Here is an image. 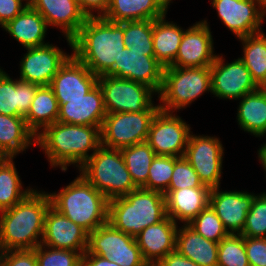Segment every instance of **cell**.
Instances as JSON below:
<instances>
[{"label":"cell","mask_w":266,"mask_h":266,"mask_svg":"<svg viewBox=\"0 0 266 266\" xmlns=\"http://www.w3.org/2000/svg\"><path fill=\"white\" fill-rule=\"evenodd\" d=\"M218 242L205 239L187 224L179 226L175 249L199 266H217Z\"/></svg>","instance_id":"83f0119b"},{"label":"cell","mask_w":266,"mask_h":266,"mask_svg":"<svg viewBox=\"0 0 266 266\" xmlns=\"http://www.w3.org/2000/svg\"><path fill=\"white\" fill-rule=\"evenodd\" d=\"M207 19L196 22L184 31L174 67H207L215 61L214 40Z\"/></svg>","instance_id":"2e32d148"},{"label":"cell","mask_w":266,"mask_h":266,"mask_svg":"<svg viewBox=\"0 0 266 266\" xmlns=\"http://www.w3.org/2000/svg\"><path fill=\"white\" fill-rule=\"evenodd\" d=\"M77 2L87 17H103L110 4V0H77Z\"/></svg>","instance_id":"bcb514c9"},{"label":"cell","mask_w":266,"mask_h":266,"mask_svg":"<svg viewBox=\"0 0 266 266\" xmlns=\"http://www.w3.org/2000/svg\"><path fill=\"white\" fill-rule=\"evenodd\" d=\"M36 146V134L27 126L24 117L0 114V152L14 157Z\"/></svg>","instance_id":"f1b7e54d"},{"label":"cell","mask_w":266,"mask_h":266,"mask_svg":"<svg viewBox=\"0 0 266 266\" xmlns=\"http://www.w3.org/2000/svg\"><path fill=\"white\" fill-rule=\"evenodd\" d=\"M191 127L174 112L159 110L148 132L147 143L156 156L183 157Z\"/></svg>","instance_id":"7c38bea8"},{"label":"cell","mask_w":266,"mask_h":266,"mask_svg":"<svg viewBox=\"0 0 266 266\" xmlns=\"http://www.w3.org/2000/svg\"><path fill=\"white\" fill-rule=\"evenodd\" d=\"M123 41L130 51L155 56L153 48V20L123 22Z\"/></svg>","instance_id":"d590c367"},{"label":"cell","mask_w":266,"mask_h":266,"mask_svg":"<svg viewBox=\"0 0 266 266\" xmlns=\"http://www.w3.org/2000/svg\"><path fill=\"white\" fill-rule=\"evenodd\" d=\"M164 68L155 56L130 51L125 47L118 61H115L113 68L106 75L145 84L158 94L162 86Z\"/></svg>","instance_id":"e0dca14e"},{"label":"cell","mask_w":266,"mask_h":266,"mask_svg":"<svg viewBox=\"0 0 266 266\" xmlns=\"http://www.w3.org/2000/svg\"><path fill=\"white\" fill-rule=\"evenodd\" d=\"M34 250L38 266H81L82 255L77 251L54 249L43 244Z\"/></svg>","instance_id":"60d3db41"},{"label":"cell","mask_w":266,"mask_h":266,"mask_svg":"<svg viewBox=\"0 0 266 266\" xmlns=\"http://www.w3.org/2000/svg\"><path fill=\"white\" fill-rule=\"evenodd\" d=\"M178 223L166 216L162 221L143 229L136 237L144 261L156 266L167 254L175 250Z\"/></svg>","instance_id":"7402d4cb"},{"label":"cell","mask_w":266,"mask_h":266,"mask_svg":"<svg viewBox=\"0 0 266 266\" xmlns=\"http://www.w3.org/2000/svg\"><path fill=\"white\" fill-rule=\"evenodd\" d=\"M50 206L48 192L36 188L12 208L1 211L0 251L33 250L39 246Z\"/></svg>","instance_id":"7a4b0ae2"},{"label":"cell","mask_w":266,"mask_h":266,"mask_svg":"<svg viewBox=\"0 0 266 266\" xmlns=\"http://www.w3.org/2000/svg\"><path fill=\"white\" fill-rule=\"evenodd\" d=\"M166 216L165 196L159 191L137 188L125 196L108 201V222L134 238Z\"/></svg>","instance_id":"5b68a950"},{"label":"cell","mask_w":266,"mask_h":266,"mask_svg":"<svg viewBox=\"0 0 266 266\" xmlns=\"http://www.w3.org/2000/svg\"><path fill=\"white\" fill-rule=\"evenodd\" d=\"M156 266H199L176 249L167 254Z\"/></svg>","instance_id":"7dc6e473"},{"label":"cell","mask_w":266,"mask_h":266,"mask_svg":"<svg viewBox=\"0 0 266 266\" xmlns=\"http://www.w3.org/2000/svg\"><path fill=\"white\" fill-rule=\"evenodd\" d=\"M241 235L266 238V192L255 195Z\"/></svg>","instance_id":"ab89813d"},{"label":"cell","mask_w":266,"mask_h":266,"mask_svg":"<svg viewBox=\"0 0 266 266\" xmlns=\"http://www.w3.org/2000/svg\"><path fill=\"white\" fill-rule=\"evenodd\" d=\"M81 266H120L110 261L107 257L97 256L95 254H83L81 257Z\"/></svg>","instance_id":"c3c4849f"},{"label":"cell","mask_w":266,"mask_h":266,"mask_svg":"<svg viewBox=\"0 0 266 266\" xmlns=\"http://www.w3.org/2000/svg\"><path fill=\"white\" fill-rule=\"evenodd\" d=\"M255 195L244 190L221 191L217 187L211 189L209 204L229 234H241Z\"/></svg>","instance_id":"d6986e66"},{"label":"cell","mask_w":266,"mask_h":266,"mask_svg":"<svg viewBox=\"0 0 266 266\" xmlns=\"http://www.w3.org/2000/svg\"><path fill=\"white\" fill-rule=\"evenodd\" d=\"M174 164L175 157L155 156L149 168L147 183L142 188L164 193L170 185Z\"/></svg>","instance_id":"f35d334b"},{"label":"cell","mask_w":266,"mask_h":266,"mask_svg":"<svg viewBox=\"0 0 266 266\" xmlns=\"http://www.w3.org/2000/svg\"><path fill=\"white\" fill-rule=\"evenodd\" d=\"M36 146L44 151L52 168L65 172L74 165L79 169L101 146L100 128L57 121L36 135Z\"/></svg>","instance_id":"6da1fadb"},{"label":"cell","mask_w":266,"mask_h":266,"mask_svg":"<svg viewBox=\"0 0 266 266\" xmlns=\"http://www.w3.org/2000/svg\"><path fill=\"white\" fill-rule=\"evenodd\" d=\"M14 157H5L0 163V212L12 208L34 189H23Z\"/></svg>","instance_id":"d6a6232c"},{"label":"cell","mask_w":266,"mask_h":266,"mask_svg":"<svg viewBox=\"0 0 266 266\" xmlns=\"http://www.w3.org/2000/svg\"><path fill=\"white\" fill-rule=\"evenodd\" d=\"M159 110L107 113L100 129L101 145L120 150L146 142L151 122Z\"/></svg>","instance_id":"ba28073f"},{"label":"cell","mask_w":266,"mask_h":266,"mask_svg":"<svg viewBox=\"0 0 266 266\" xmlns=\"http://www.w3.org/2000/svg\"><path fill=\"white\" fill-rule=\"evenodd\" d=\"M237 122L241 130L254 137L266 135V96L258 89L239 99Z\"/></svg>","instance_id":"4dcf8cb0"},{"label":"cell","mask_w":266,"mask_h":266,"mask_svg":"<svg viewBox=\"0 0 266 266\" xmlns=\"http://www.w3.org/2000/svg\"><path fill=\"white\" fill-rule=\"evenodd\" d=\"M88 238L89 233L85 229L52 206L49 207L41 244L54 249L77 251L83 255L87 251Z\"/></svg>","instance_id":"ac0fdd59"},{"label":"cell","mask_w":266,"mask_h":266,"mask_svg":"<svg viewBox=\"0 0 266 266\" xmlns=\"http://www.w3.org/2000/svg\"><path fill=\"white\" fill-rule=\"evenodd\" d=\"M47 27L44 17L38 11L32 7H26L13 20L7 22L2 29L26 49L50 43H45Z\"/></svg>","instance_id":"4316f807"},{"label":"cell","mask_w":266,"mask_h":266,"mask_svg":"<svg viewBox=\"0 0 266 266\" xmlns=\"http://www.w3.org/2000/svg\"><path fill=\"white\" fill-rule=\"evenodd\" d=\"M59 104L50 86H39L28 113L27 126L38 135L46 126L57 122Z\"/></svg>","instance_id":"1f68e13d"},{"label":"cell","mask_w":266,"mask_h":266,"mask_svg":"<svg viewBox=\"0 0 266 266\" xmlns=\"http://www.w3.org/2000/svg\"><path fill=\"white\" fill-rule=\"evenodd\" d=\"M26 7L20 0H0V27L13 20Z\"/></svg>","instance_id":"f6af8a7d"},{"label":"cell","mask_w":266,"mask_h":266,"mask_svg":"<svg viewBox=\"0 0 266 266\" xmlns=\"http://www.w3.org/2000/svg\"><path fill=\"white\" fill-rule=\"evenodd\" d=\"M106 113L142 112L160 109L153 102L157 93L149 86L125 78L102 75L98 77Z\"/></svg>","instance_id":"9c48e42d"},{"label":"cell","mask_w":266,"mask_h":266,"mask_svg":"<svg viewBox=\"0 0 266 266\" xmlns=\"http://www.w3.org/2000/svg\"><path fill=\"white\" fill-rule=\"evenodd\" d=\"M258 90L250 71L240 58L225 63L223 55H217L211 65V93L219 99L238 100Z\"/></svg>","instance_id":"4fadbf2b"},{"label":"cell","mask_w":266,"mask_h":266,"mask_svg":"<svg viewBox=\"0 0 266 266\" xmlns=\"http://www.w3.org/2000/svg\"><path fill=\"white\" fill-rule=\"evenodd\" d=\"M170 3V0H110L103 18L115 23L156 20L167 14Z\"/></svg>","instance_id":"484cf974"},{"label":"cell","mask_w":266,"mask_h":266,"mask_svg":"<svg viewBox=\"0 0 266 266\" xmlns=\"http://www.w3.org/2000/svg\"><path fill=\"white\" fill-rule=\"evenodd\" d=\"M84 254L107 257L120 266H149L142 257L136 239L115 229L109 222L89 233Z\"/></svg>","instance_id":"30bf717a"},{"label":"cell","mask_w":266,"mask_h":266,"mask_svg":"<svg viewBox=\"0 0 266 266\" xmlns=\"http://www.w3.org/2000/svg\"><path fill=\"white\" fill-rule=\"evenodd\" d=\"M166 15L153 20V48L156 60L164 67L170 66L177 55L184 31L177 23L167 21Z\"/></svg>","instance_id":"f546056e"},{"label":"cell","mask_w":266,"mask_h":266,"mask_svg":"<svg viewBox=\"0 0 266 266\" xmlns=\"http://www.w3.org/2000/svg\"><path fill=\"white\" fill-rule=\"evenodd\" d=\"M258 159L261 162V166H263L266 174V143H263L259 148L258 152ZM266 177V175H265Z\"/></svg>","instance_id":"681fc988"},{"label":"cell","mask_w":266,"mask_h":266,"mask_svg":"<svg viewBox=\"0 0 266 266\" xmlns=\"http://www.w3.org/2000/svg\"><path fill=\"white\" fill-rule=\"evenodd\" d=\"M187 225L205 239L218 243L229 235L210 204Z\"/></svg>","instance_id":"74e56055"},{"label":"cell","mask_w":266,"mask_h":266,"mask_svg":"<svg viewBox=\"0 0 266 266\" xmlns=\"http://www.w3.org/2000/svg\"><path fill=\"white\" fill-rule=\"evenodd\" d=\"M217 266H250L245 250V237L229 234L219 242Z\"/></svg>","instance_id":"8d00e7d4"},{"label":"cell","mask_w":266,"mask_h":266,"mask_svg":"<svg viewBox=\"0 0 266 266\" xmlns=\"http://www.w3.org/2000/svg\"><path fill=\"white\" fill-rule=\"evenodd\" d=\"M208 187L203 185L191 164L183 157H175L173 174L166 191L182 188Z\"/></svg>","instance_id":"b9f144b4"},{"label":"cell","mask_w":266,"mask_h":266,"mask_svg":"<svg viewBox=\"0 0 266 266\" xmlns=\"http://www.w3.org/2000/svg\"><path fill=\"white\" fill-rule=\"evenodd\" d=\"M245 250L250 266H266V238L245 237Z\"/></svg>","instance_id":"ee69618b"},{"label":"cell","mask_w":266,"mask_h":266,"mask_svg":"<svg viewBox=\"0 0 266 266\" xmlns=\"http://www.w3.org/2000/svg\"><path fill=\"white\" fill-rule=\"evenodd\" d=\"M209 187L165 191L166 214L174 222L188 224L210 203Z\"/></svg>","instance_id":"cb8c5ba5"},{"label":"cell","mask_w":266,"mask_h":266,"mask_svg":"<svg viewBox=\"0 0 266 266\" xmlns=\"http://www.w3.org/2000/svg\"><path fill=\"white\" fill-rule=\"evenodd\" d=\"M123 22L87 17L72 38V55L94 75H106L125 48Z\"/></svg>","instance_id":"3957f363"},{"label":"cell","mask_w":266,"mask_h":266,"mask_svg":"<svg viewBox=\"0 0 266 266\" xmlns=\"http://www.w3.org/2000/svg\"><path fill=\"white\" fill-rule=\"evenodd\" d=\"M39 85L13 79L0 68V114L24 117Z\"/></svg>","instance_id":"d4e9b609"},{"label":"cell","mask_w":266,"mask_h":266,"mask_svg":"<svg viewBox=\"0 0 266 266\" xmlns=\"http://www.w3.org/2000/svg\"><path fill=\"white\" fill-rule=\"evenodd\" d=\"M20 1L24 3L27 7H31L34 3V0H20Z\"/></svg>","instance_id":"f5cc1de1"},{"label":"cell","mask_w":266,"mask_h":266,"mask_svg":"<svg viewBox=\"0 0 266 266\" xmlns=\"http://www.w3.org/2000/svg\"><path fill=\"white\" fill-rule=\"evenodd\" d=\"M78 171L108 200L137 189L119 149L101 145Z\"/></svg>","instance_id":"8992f818"},{"label":"cell","mask_w":266,"mask_h":266,"mask_svg":"<svg viewBox=\"0 0 266 266\" xmlns=\"http://www.w3.org/2000/svg\"><path fill=\"white\" fill-rule=\"evenodd\" d=\"M20 61L19 79L39 86H49L59 69L72 56L53 44L26 48Z\"/></svg>","instance_id":"5bb4252c"},{"label":"cell","mask_w":266,"mask_h":266,"mask_svg":"<svg viewBox=\"0 0 266 266\" xmlns=\"http://www.w3.org/2000/svg\"><path fill=\"white\" fill-rule=\"evenodd\" d=\"M97 84L98 76L72 55L53 77L49 86L56 99H76L82 98Z\"/></svg>","instance_id":"603a6c76"},{"label":"cell","mask_w":266,"mask_h":266,"mask_svg":"<svg viewBox=\"0 0 266 266\" xmlns=\"http://www.w3.org/2000/svg\"><path fill=\"white\" fill-rule=\"evenodd\" d=\"M2 266H38L35 250L0 251Z\"/></svg>","instance_id":"7bdbcfd3"},{"label":"cell","mask_w":266,"mask_h":266,"mask_svg":"<svg viewBox=\"0 0 266 266\" xmlns=\"http://www.w3.org/2000/svg\"><path fill=\"white\" fill-rule=\"evenodd\" d=\"M5 158V156L0 152V163L2 162V160Z\"/></svg>","instance_id":"db71d44e"},{"label":"cell","mask_w":266,"mask_h":266,"mask_svg":"<svg viewBox=\"0 0 266 266\" xmlns=\"http://www.w3.org/2000/svg\"><path fill=\"white\" fill-rule=\"evenodd\" d=\"M51 206L88 233L108 222V199L81 174L59 192L48 193Z\"/></svg>","instance_id":"277c9868"},{"label":"cell","mask_w":266,"mask_h":266,"mask_svg":"<svg viewBox=\"0 0 266 266\" xmlns=\"http://www.w3.org/2000/svg\"><path fill=\"white\" fill-rule=\"evenodd\" d=\"M260 8L266 13V0H257Z\"/></svg>","instance_id":"816d5d0a"},{"label":"cell","mask_w":266,"mask_h":266,"mask_svg":"<svg viewBox=\"0 0 266 266\" xmlns=\"http://www.w3.org/2000/svg\"><path fill=\"white\" fill-rule=\"evenodd\" d=\"M258 89L266 96V79L258 86Z\"/></svg>","instance_id":"f907efd6"},{"label":"cell","mask_w":266,"mask_h":266,"mask_svg":"<svg viewBox=\"0 0 266 266\" xmlns=\"http://www.w3.org/2000/svg\"><path fill=\"white\" fill-rule=\"evenodd\" d=\"M127 170L137 188L147 183L149 168L156 154L147 142L120 149Z\"/></svg>","instance_id":"e575fe53"},{"label":"cell","mask_w":266,"mask_h":266,"mask_svg":"<svg viewBox=\"0 0 266 266\" xmlns=\"http://www.w3.org/2000/svg\"><path fill=\"white\" fill-rule=\"evenodd\" d=\"M206 92L211 93V66L165 67L157 95L160 110L179 112Z\"/></svg>","instance_id":"52a82bcc"},{"label":"cell","mask_w":266,"mask_h":266,"mask_svg":"<svg viewBox=\"0 0 266 266\" xmlns=\"http://www.w3.org/2000/svg\"><path fill=\"white\" fill-rule=\"evenodd\" d=\"M218 18L237 39L259 33L266 13L257 0H211Z\"/></svg>","instance_id":"9a60e30c"},{"label":"cell","mask_w":266,"mask_h":266,"mask_svg":"<svg viewBox=\"0 0 266 266\" xmlns=\"http://www.w3.org/2000/svg\"><path fill=\"white\" fill-rule=\"evenodd\" d=\"M59 104L58 122L101 129L106 116L102 89L97 84L82 98L57 99Z\"/></svg>","instance_id":"ffe728a7"},{"label":"cell","mask_w":266,"mask_h":266,"mask_svg":"<svg viewBox=\"0 0 266 266\" xmlns=\"http://www.w3.org/2000/svg\"><path fill=\"white\" fill-rule=\"evenodd\" d=\"M184 158L196 171L203 185L211 189L221 187L224 147L219 137L191 132Z\"/></svg>","instance_id":"8fae6325"},{"label":"cell","mask_w":266,"mask_h":266,"mask_svg":"<svg viewBox=\"0 0 266 266\" xmlns=\"http://www.w3.org/2000/svg\"><path fill=\"white\" fill-rule=\"evenodd\" d=\"M31 7L44 17L47 26H54L62 30L72 49V38L79 32L87 19L77 0H34Z\"/></svg>","instance_id":"44dd1931"},{"label":"cell","mask_w":266,"mask_h":266,"mask_svg":"<svg viewBox=\"0 0 266 266\" xmlns=\"http://www.w3.org/2000/svg\"><path fill=\"white\" fill-rule=\"evenodd\" d=\"M243 45L239 57L259 86L266 79V34L263 31L238 39Z\"/></svg>","instance_id":"836d02e7"}]
</instances>
